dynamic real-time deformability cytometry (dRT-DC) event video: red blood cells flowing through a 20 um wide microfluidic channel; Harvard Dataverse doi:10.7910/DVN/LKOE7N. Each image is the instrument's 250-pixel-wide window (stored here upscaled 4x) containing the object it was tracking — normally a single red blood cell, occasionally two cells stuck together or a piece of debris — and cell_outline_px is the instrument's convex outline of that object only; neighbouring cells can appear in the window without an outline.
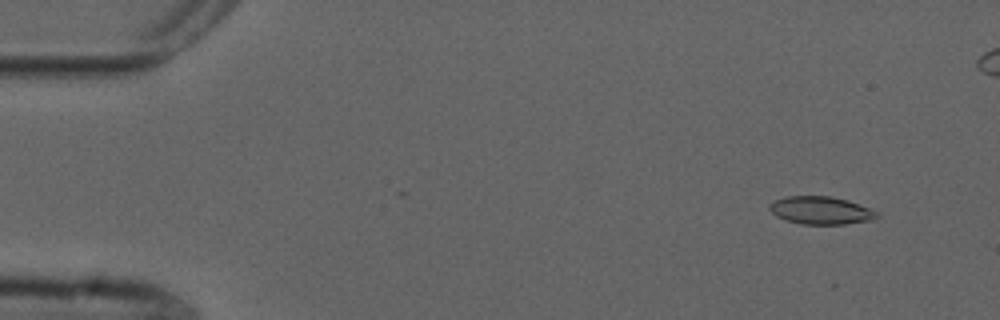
{"species": "common noctule bat (a hibernating species)", "species_latin": "Nyctalus noctula", "temperature_condition": "cold", "stored_images_in_passage": 50, "camera_frame_rate_fps": 3000, "um_per_image_px": 0.085, "animal": {"sex": "male", "forearm_length_mm": 52.5}, "frame": {"image": 1, "passage_image": 4, "time_ms": 1.0, "image_size_px": [1000, 320], "cell_outline_px": [[880, 216], [868, 220], [844, 224], [800, 224], [784, 220], [776, 216], [768, 208], [768, 204], [776, 200], [788, 196], [832, 196], [848, 200], [868, 208], [876, 212]], "centroid_in_image_um": [69.72, 17.88], "position_along_channel_um": 15.3, "area_um2": 17.28}}
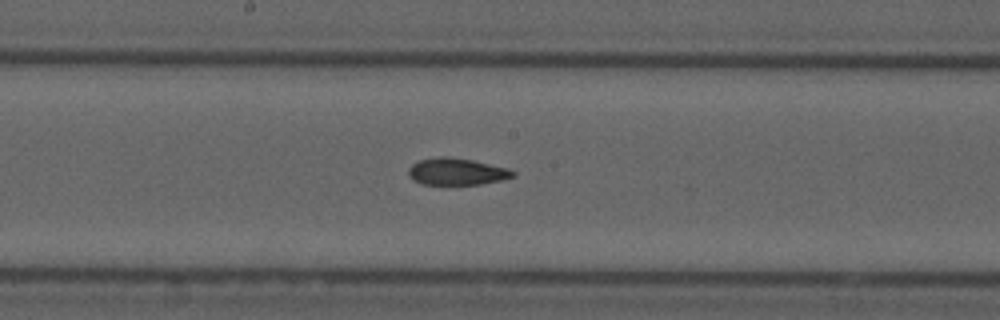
{"frame": {"image": 2, "passage_image": 28, "time_ms": 9.0, "image_size_px": [1000, 320], "cell_outline_px": [[516, 176], [504, 180], [480, 184], [420, 184], [412, 180], [408, 176], [408, 168], [412, 164], [420, 160], [440, 156], [448, 156], [472, 160], [508, 168], [516, 172]], "centroid_in_image_um": [38.82, 14.59], "position_along_channel_um": 209.4, "area_um2": 16.53}}
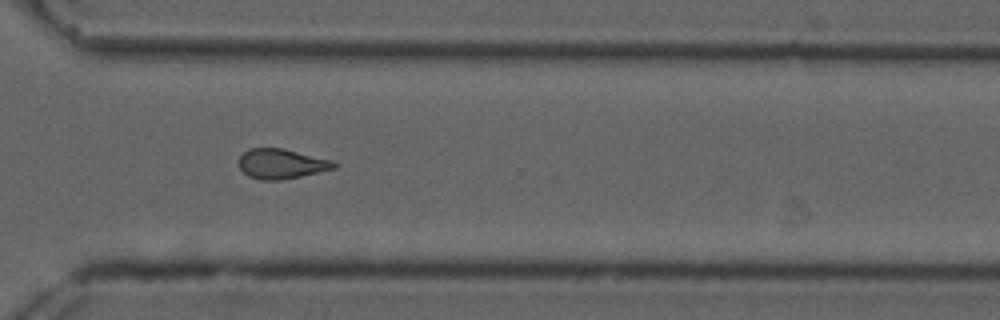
{"frame": {"image": 3, "passage_image": 39, "time_ms": 12.667, "image_size_px": [1000, 320], "cell_outline_px": [[336, 168], [300, 176], [280, 180], [260, 180], [248, 176], [240, 168], [240, 156], [248, 148], [284, 148], [332, 160], [336, 164]], "centroid_in_image_um": [23.91, 13.92], "position_along_channel_um": 346.7, "area_um2": 16.47}}